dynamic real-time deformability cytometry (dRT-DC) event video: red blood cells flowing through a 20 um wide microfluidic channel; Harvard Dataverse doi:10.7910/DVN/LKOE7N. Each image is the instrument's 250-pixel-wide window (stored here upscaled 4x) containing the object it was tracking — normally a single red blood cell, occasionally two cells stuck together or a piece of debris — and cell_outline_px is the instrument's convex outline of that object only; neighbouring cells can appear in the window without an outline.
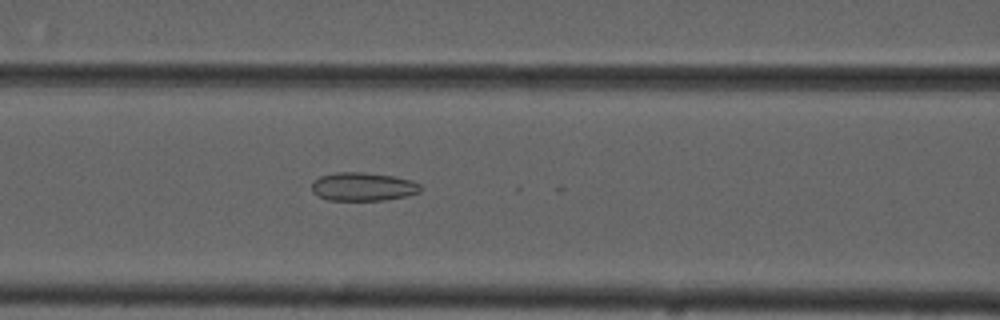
{"species": "common noctule bat (a hibernating species)", "species_latin": "Nyctalus noctula", "temperature_condition": "cold", "stored_images_in_passage": 11, "camera_frame_rate_fps": 3000, "um_per_image_px": 0.085, "animal": {"sex": "male", "forearm_length_mm": 52.5}, "frame": {"image": 1, "passage_image": 10, "time_ms": 3.0, "image_size_px": [1000, 320], "cell_outline_px": [[424, 188], [420, 192], [408, 196], [384, 200], [328, 200], [312, 192], [312, 180], [320, 176], [336, 172], [364, 172], [392, 176], [408, 180], [420, 184]], "centroid_in_image_um": [30.86, 15.87], "position_along_channel_um": 135.7, "area_um2": 18.09}}